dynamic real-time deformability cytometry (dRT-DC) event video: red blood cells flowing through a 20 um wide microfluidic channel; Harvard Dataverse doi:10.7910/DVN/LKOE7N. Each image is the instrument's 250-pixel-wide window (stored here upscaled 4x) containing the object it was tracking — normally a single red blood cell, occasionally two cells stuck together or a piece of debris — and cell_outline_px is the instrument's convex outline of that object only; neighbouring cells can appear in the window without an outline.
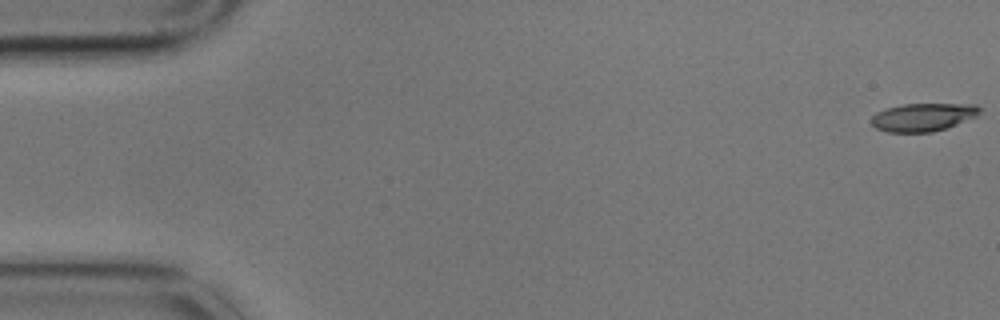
{"species": "common noctule bat (a hibernating species)", "species_latin": "Nyctalus noctula", "temperature_condition": "cold", "stored_images_in_passage": 5, "camera_frame_rate_fps": 3000, "um_per_image_px": 0.085, "animal": {"sex": "male", "body_mass_g": 17.9}, "frame": {"image": 1, "passage_image": 1, "time_ms": 0.0, "image_size_px": [1000, 320], "cell_outline_px": [[980, 112], [976, 116], [956, 124], [932, 132], [888, 132], [876, 128], [872, 124], [872, 116], [876, 112], [888, 108], [904, 104], [976, 104], [980, 108]], "centroid_in_image_um": [78.45, 9.95], "position_along_channel_um": 6.6, "area_um2": 17.46}}
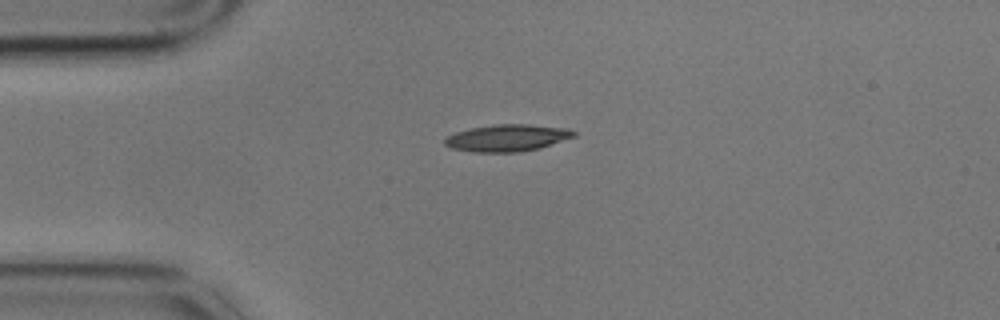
{"frame": {"image": 2, "passage_image": 4, "time_ms": 1.0, "image_size_px": [1000, 320], "cell_outline_px": [[576, 136], [540, 148], [516, 152], [472, 152], [452, 148], [444, 144], [444, 140], [448, 136], [456, 132], [472, 128], [496, 124], [528, 124], [568, 128], [576, 132]], "centroid_in_image_um": [43.14, 11.72], "position_along_channel_um": 41.9, "area_um2": 20.17}}